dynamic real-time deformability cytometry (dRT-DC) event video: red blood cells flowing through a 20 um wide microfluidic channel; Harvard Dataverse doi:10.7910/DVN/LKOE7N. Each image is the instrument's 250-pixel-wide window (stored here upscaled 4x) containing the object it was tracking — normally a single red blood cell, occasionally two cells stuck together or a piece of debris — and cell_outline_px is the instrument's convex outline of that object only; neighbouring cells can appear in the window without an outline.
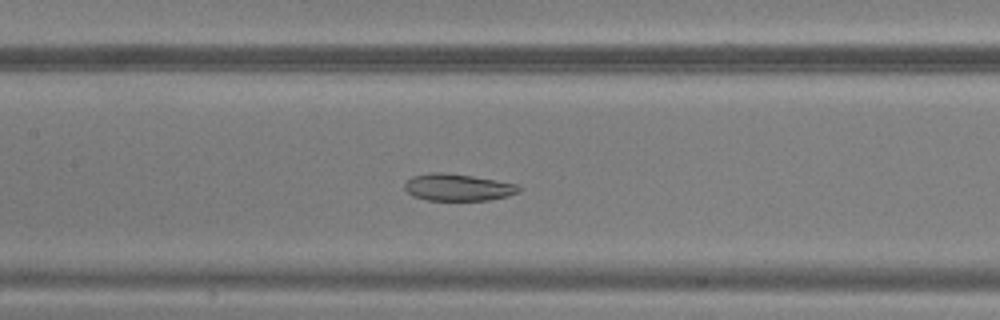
{"species": "common noctule bat (a hibernating species)", "species_latin": "Nyctalus noctula", "temperature_condition": "warm", "stored_images_in_passage": 48, "camera_frame_rate_fps": 3000, "um_per_image_px": 0.085, "animal": {"sex": "male", "body_mass_g": 20.5, "forearm_length_mm": 52.5}, "frame": {"image": 1, "passage_image": 21, "time_ms": 6.667, "image_size_px": [1000, 320], "cell_outline_px": [[520, 192], [508, 196], [488, 200], [428, 200], [412, 196], [404, 188], [404, 184], [412, 176], [436, 172], [444, 172], [472, 176], [516, 184], [520, 188]], "centroid_in_image_um": [38.9, 15.93], "position_along_channel_um": 168.5, "area_um2": 17.8}}
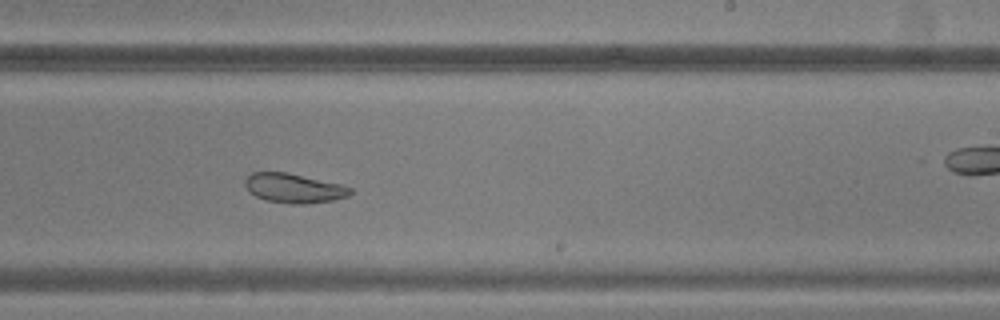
{"frame": {"image": 2, "passage_image": 28, "time_ms": 9.0, "image_size_px": [1000, 320], "cell_outline_px": [[352, 192], [348, 196], [332, 200], [304, 204], [292, 204], [264, 200], [248, 192], [244, 184], [244, 180], [252, 172], [288, 172], [340, 184], [352, 188]], "centroid_in_image_um": [24.94, 15.99], "position_along_channel_um": 264.1, "area_um2": 18.09}}
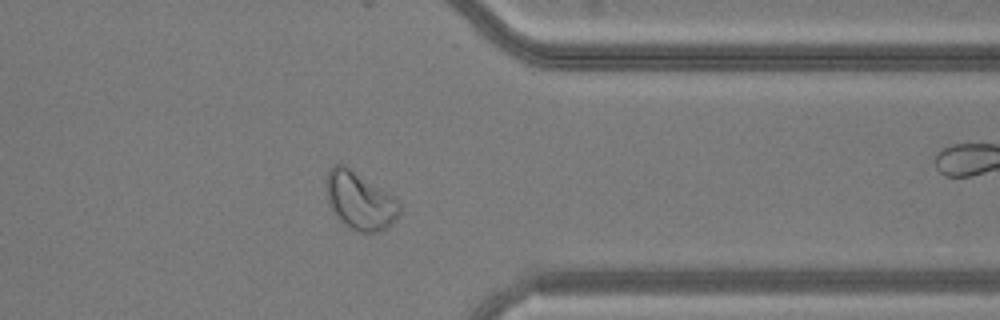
{"frame": {"image": 3, "passage_image": 37, "time_ms": 12.0, "image_size_px": [1000, 320], "cell_outline_px": [[400, 212], [396, 220], [380, 232], [360, 232], [348, 228], [340, 220], [328, 204], [324, 180], [332, 164], [344, 164], [396, 196], [400, 204]], "centroid_in_image_um": [30.58, 17.04], "position_along_channel_um": 380.8, "area_um2": 25.14}}